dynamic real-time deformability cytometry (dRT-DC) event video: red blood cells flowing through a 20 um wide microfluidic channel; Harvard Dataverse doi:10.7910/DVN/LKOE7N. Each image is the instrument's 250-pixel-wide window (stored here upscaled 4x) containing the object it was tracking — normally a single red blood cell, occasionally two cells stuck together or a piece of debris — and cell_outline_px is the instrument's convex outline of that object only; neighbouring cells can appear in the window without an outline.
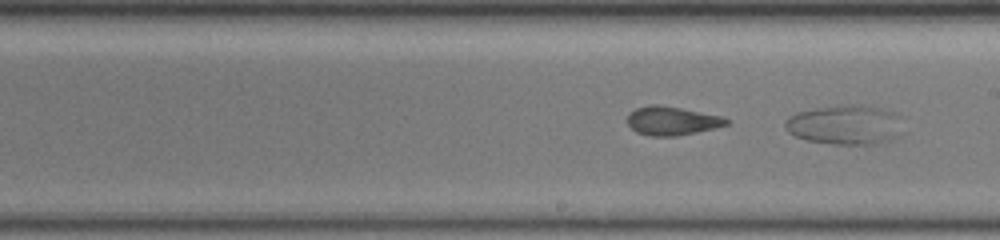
{"species": "common noctule bat (a hibernating species)", "species_latin": "Nyctalus noctula", "temperature_condition": "warm", "stored_images_in_passage": 25, "camera_frame_rate_fps": 3000, "um_per_image_px": 0.085, "animal": {"sex": "female", "body_mass_g": 19.5, "forearm_length_mm": 54.1}, "frame": {"image": 1, "passage_image": 25, "time_ms": 8.0, "image_size_px": [1000, 240], "cell_outline_px": [[900, 136], [896, 140], [884, 144], [832, 144], [804, 140], [788, 132], [784, 124], [784, 120], [788, 116], [796, 112], [820, 108], [852, 104], [880, 108]], "centroid_in_image_um": [71.61, 10.66], "position_along_channel_um": 217.4, "area_um2": 25.89}}